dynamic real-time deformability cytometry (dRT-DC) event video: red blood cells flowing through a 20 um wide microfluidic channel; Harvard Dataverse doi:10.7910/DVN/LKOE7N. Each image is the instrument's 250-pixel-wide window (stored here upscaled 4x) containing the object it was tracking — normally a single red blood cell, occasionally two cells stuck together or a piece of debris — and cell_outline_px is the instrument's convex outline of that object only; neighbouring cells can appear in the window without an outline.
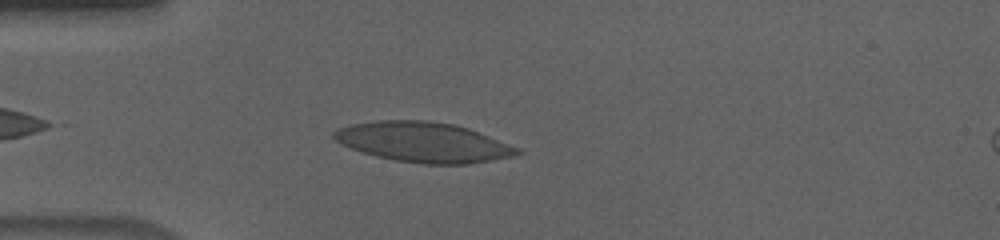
{"species": "human", "species_latin": "Homo sapiens", "temperature_condition": "cold", "stored_images_in_passage": 42, "camera_frame_rate_fps": 3000, "um_per_image_px": 0.085, "donor": {"sex": "male"}, "frame": {"image": 1, "passage_image": 5, "time_ms": 1.333, "image_size_px": [1000, 240], "cell_outline_px": [[524, 152], [512, 156], [468, 164], [420, 164], [396, 160], [376, 156], [340, 144], [332, 136], [332, 132], [336, 128], [352, 124], [376, 120], [428, 120], [456, 124], [468, 128], [520, 148]], "centroid_in_image_um": [35.97, 12.07], "position_along_channel_um": 49.0, "area_um2": 42.77}}
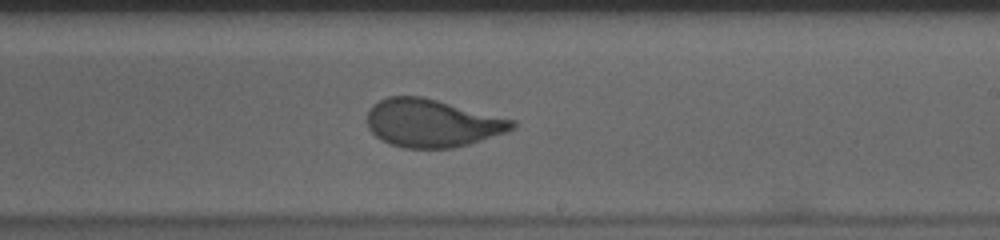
{"frame": {"image": 2, "passage_image": 23, "time_ms": 7.333, "image_size_px": [1000, 240], "cell_outline_px": [[516, 128], [468, 144], [452, 148], [404, 148], [392, 144], [376, 136], [368, 128], [368, 112], [372, 104], [388, 96], [420, 96], [516, 120]], "centroid_in_image_um": [36.72, 10.46], "position_along_channel_um": 252.3, "area_um2": 40.06}}
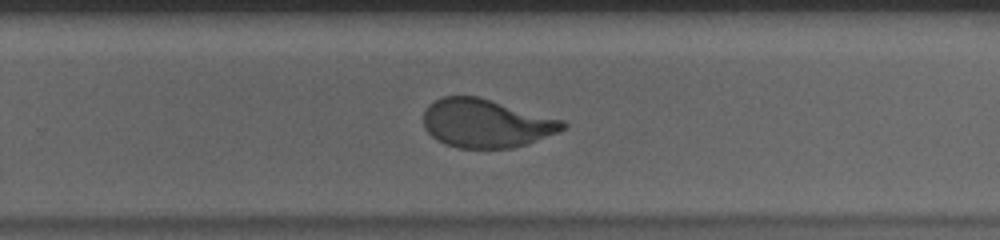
{"frame": {"image": 3, "passage_image": 26, "time_ms": 8.333, "image_size_px": [1000, 240], "cell_outline_px": [[568, 124], [560, 132], [528, 144], [512, 148], [456, 148], [444, 144], [436, 140], [424, 128], [424, 112], [428, 104], [444, 96], [476, 96], [564, 120]], "centroid_in_image_um": [41.32, 10.5], "position_along_channel_um": 288.5, "area_um2": 39.48}, "authors_computed_cell_mechanics": {"area_um2": 40.4889, "velocity_mm_per_s": 3.6399, "shape_relaxation_time_tau1_ms": 6.3665, "shape_relaxation_time_tau2_ms": null, "deformation_change_tau1": 0.212, "deformation_change_tau2": null}}